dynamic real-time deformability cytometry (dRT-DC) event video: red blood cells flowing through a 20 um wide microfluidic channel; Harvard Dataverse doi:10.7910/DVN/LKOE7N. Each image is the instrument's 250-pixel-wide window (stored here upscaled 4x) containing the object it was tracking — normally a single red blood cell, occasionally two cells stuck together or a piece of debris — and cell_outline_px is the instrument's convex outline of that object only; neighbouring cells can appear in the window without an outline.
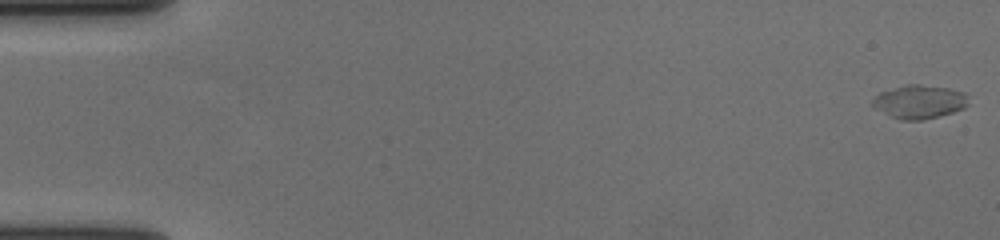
{"species": "human", "species_latin": "Homo sapiens", "temperature_condition": "cold", "stored_images_in_passage": 58, "camera_frame_rate_fps": 3000, "um_per_image_px": 0.085, "donor": {"sex": "female"}, "frame": {"image": 1, "passage_image": 1, "time_ms": 0.0, "image_size_px": [1000, 240], "cell_outline_px": [[968, 104], [964, 108], [952, 112], [920, 120], [900, 120], [892, 116], [872, 104], [872, 100], [880, 92], [904, 84], [920, 84], [948, 88], [964, 92], [968, 96]], "centroid_in_image_um": [78.18, 8.62], "position_along_channel_um": 6.8, "area_um2": 18.44}}
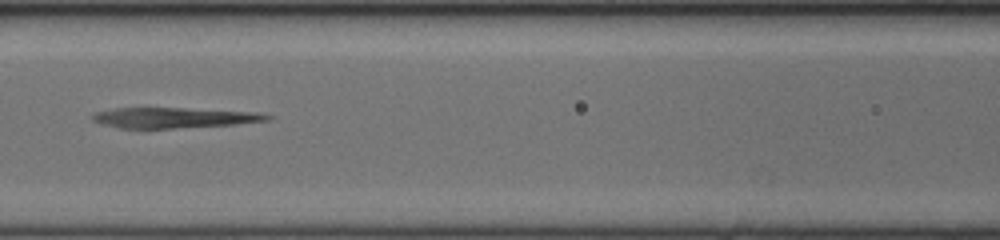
{"frame": {"image": 2, "passage_image": 27, "time_ms": 8.667, "image_size_px": [1000, 240], "cell_outline_px": [[272, 116], [268, 120], [236, 124], [172, 128], [120, 128], [104, 124], [92, 120], [92, 116], [96, 112], [116, 108], [184, 108], [256, 112]], "centroid_in_image_um": [14.78, 10.0], "position_along_channel_um": 151.8, "area_um2": 20.46}}
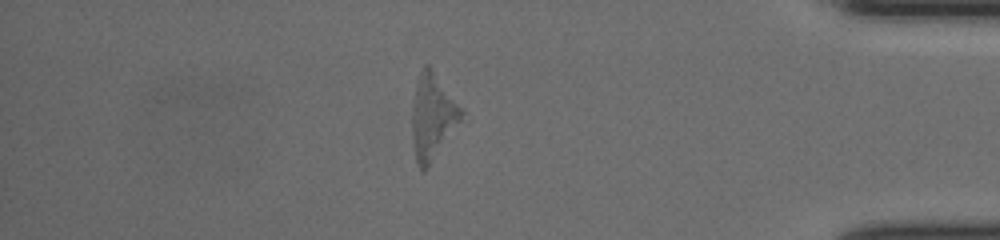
{"frame": {"image": 3, "passage_image": 50, "time_ms": 16.333, "image_size_px": [1000, 240], "cell_outline_px": [[468, 120], [424, 172], [420, 172], [416, 164], [412, 140], [412, 108], [416, 80], [424, 64], [428, 64], [432, 68], [464, 108]], "centroid_in_image_um": [36.87, 9.98], "position_along_channel_um": 398.3, "area_um2": 26.36}}